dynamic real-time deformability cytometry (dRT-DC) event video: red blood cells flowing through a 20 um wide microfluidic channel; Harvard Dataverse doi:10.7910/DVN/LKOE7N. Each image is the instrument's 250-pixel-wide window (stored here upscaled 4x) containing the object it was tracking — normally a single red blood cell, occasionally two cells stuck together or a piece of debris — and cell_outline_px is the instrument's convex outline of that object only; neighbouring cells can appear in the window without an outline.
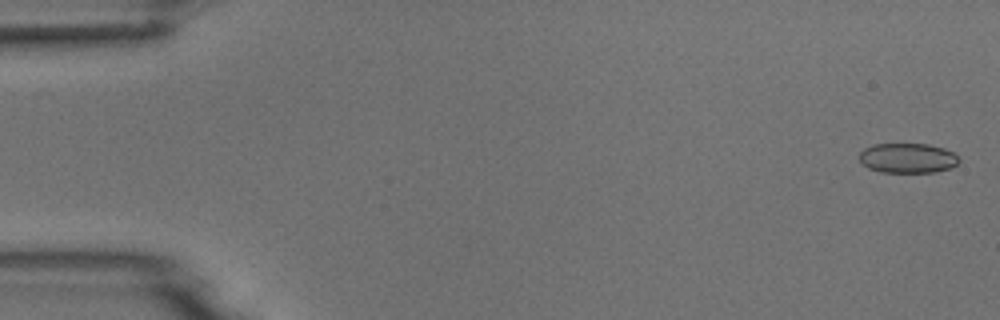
{"species": "common noctule bat (a hibernating species)", "species_latin": "Nyctalus noctula", "temperature_condition": "room temperature", "stored_images_in_passage": 2, "camera_frame_rate_fps": 3000, "um_per_image_px": 0.085, "animal": {"sex": "male", "body_mass_g": 18.8}, "frame": {"image": 1, "passage_image": 2, "time_ms": 1.333, "image_size_px": [1000, 320], "cell_outline_px": [[960, 160], [952, 168], [936, 172], [880, 172], [868, 168], [860, 160], [860, 152], [864, 148], [872, 144], [928, 144], [944, 148], [952, 152]], "centroid_in_image_um": [77.15, 13.44], "position_along_channel_um": 7.8, "area_um2": 17.34}}